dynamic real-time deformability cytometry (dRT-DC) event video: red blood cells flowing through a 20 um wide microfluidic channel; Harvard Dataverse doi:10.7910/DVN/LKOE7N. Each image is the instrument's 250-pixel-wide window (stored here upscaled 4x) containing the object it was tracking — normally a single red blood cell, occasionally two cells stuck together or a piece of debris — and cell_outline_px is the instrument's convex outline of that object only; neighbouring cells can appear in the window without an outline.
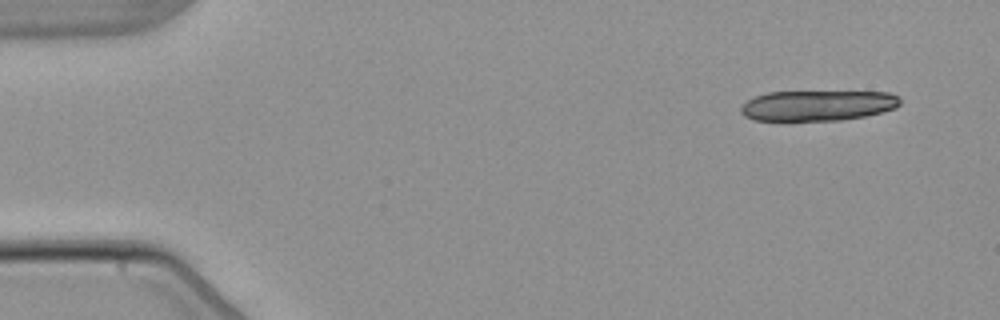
{"species": "common noctule bat (a hibernating species)", "species_latin": "Nyctalus noctula", "temperature_condition": "warm", "stored_images_in_passage": 7, "segment_of_instrument_passage": [1, 2], "camera_frame_rate_fps": 3000, "um_per_image_px": 0.085, "animal": {"sex": "male", "body_mass_g": 21.5, "forearm_length_mm": 52.0}, "frame": {"image": 1, "passage_image": 1, "time_ms": 0.0, "image_size_px": [1000, 320], "cell_outline_px": [[900, 104], [896, 108], [864, 116], [840, 120], [752, 120], [744, 116], [740, 112], [740, 108], [748, 100], [756, 96], [768, 92], [888, 92], [900, 96]], "centroid_in_image_um": [69.51, 8.96], "position_along_channel_um": 15.5, "area_um2": 28.09}}